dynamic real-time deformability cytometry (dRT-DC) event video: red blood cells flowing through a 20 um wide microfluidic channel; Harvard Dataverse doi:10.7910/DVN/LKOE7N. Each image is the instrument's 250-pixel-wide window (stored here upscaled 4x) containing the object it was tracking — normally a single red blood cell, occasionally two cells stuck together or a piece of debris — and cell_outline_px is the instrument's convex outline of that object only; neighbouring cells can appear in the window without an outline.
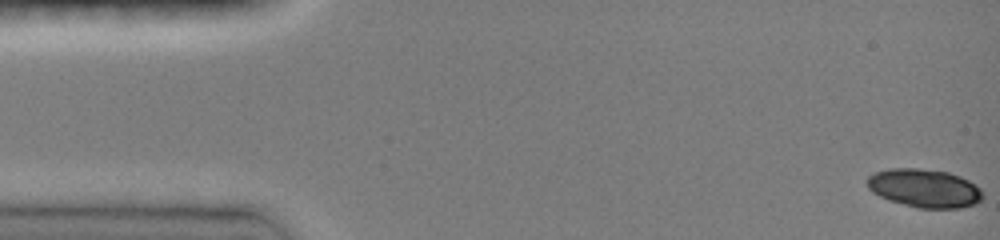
{"species": "common noctule bat (a hibernating species)", "species_latin": "Nyctalus noctula", "temperature_condition": "room temperature", "stored_images_in_passage": 46, "camera_frame_rate_fps": 3000, "um_per_image_px": 0.085, "animal": {"sex": "female", "body_mass_g": 19.0, "forearm_length_mm": 51.5}, "frame": {"image": 1, "passage_image": 1, "time_ms": 0.0, "image_size_px": [1000, 240], "cell_outline_px": [[984, 196], [976, 204], [960, 208], [916, 208], [888, 200], [872, 192], [868, 188], [868, 176], [876, 172], [888, 168], [916, 168], [948, 172], [960, 176], [976, 184], [980, 188]], "centroid_in_image_um": [78.59, 16.0], "position_along_channel_um": 6.4, "area_um2": 26.01}}
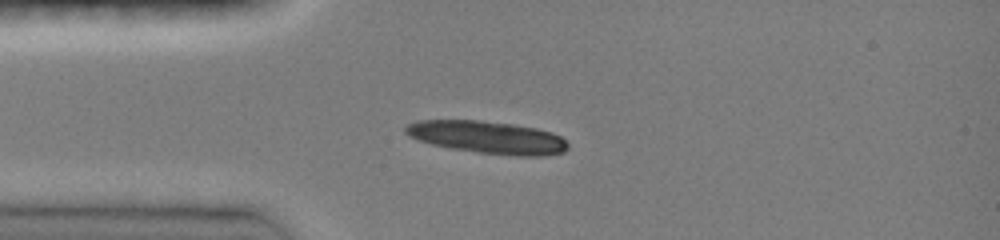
{"frame": {"image": 2, "passage_image": 12, "time_ms": 3.667, "image_size_px": [1000, 240], "cell_outline_px": [[568, 148], [564, 152], [544, 156], [516, 156], [476, 152], [448, 148], [432, 144], [408, 136], [404, 132], [404, 128], [408, 124], [416, 120], [480, 120], [512, 124], [536, 128], [552, 132], [560, 136], [568, 144]], "centroid_in_image_um": [41.43, 11.67], "position_along_channel_um": 43.6, "area_um2": 30.92}}